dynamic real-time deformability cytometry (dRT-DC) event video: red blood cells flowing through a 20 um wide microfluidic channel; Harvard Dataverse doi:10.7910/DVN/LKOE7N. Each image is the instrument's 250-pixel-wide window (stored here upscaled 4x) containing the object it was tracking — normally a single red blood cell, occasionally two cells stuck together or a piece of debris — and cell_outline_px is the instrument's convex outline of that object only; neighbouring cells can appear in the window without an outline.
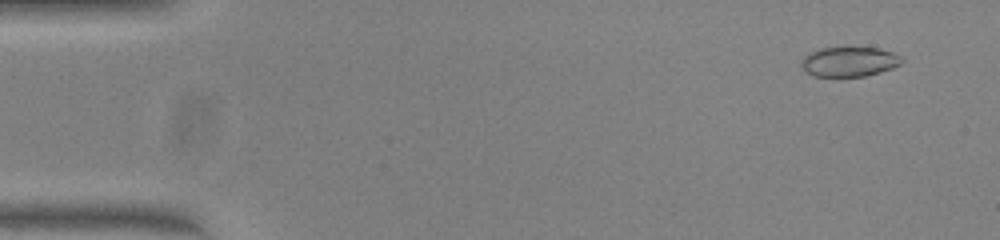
{"species": "common noctule bat (a hibernating species)", "species_latin": "Nyctalus noctula", "temperature_condition": "warm", "stored_images_in_passage": 51, "camera_frame_rate_fps": 3000, "um_per_image_px": 0.085, "animal": {"sex": "female", "body_mass_g": 23.0, "forearm_length_mm": 53.4}, "frame": {"image": 1, "passage_image": 4, "time_ms": 1.0, "image_size_px": [1000, 240], "cell_outline_px": [[904, 60], [900, 64], [892, 68], [880, 72], [864, 76], [812, 76], [804, 72], [800, 64], [804, 56], [820, 48], [848, 44], [876, 48], [892, 52], [900, 56]], "centroid_in_image_um": [72.16, 5.2], "position_along_channel_um": 12.8, "area_um2": 18.09}}
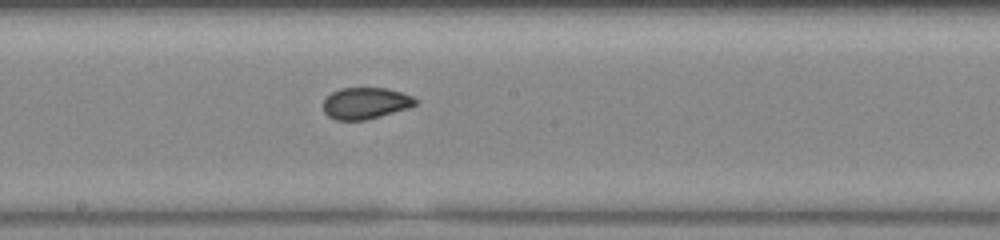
{"frame": {"image": 2, "passage_image": 28, "time_ms": 9.0, "image_size_px": [1000, 240], "cell_outline_px": [[416, 104], [408, 108], [380, 116], [364, 120], [336, 120], [328, 116], [324, 112], [324, 100], [332, 92], [340, 88], [388, 88], [404, 92], [412, 96], [416, 100]], "centroid_in_image_um": [31.07, 8.76], "position_along_channel_um": 217.1, "area_um2": 16.88}}
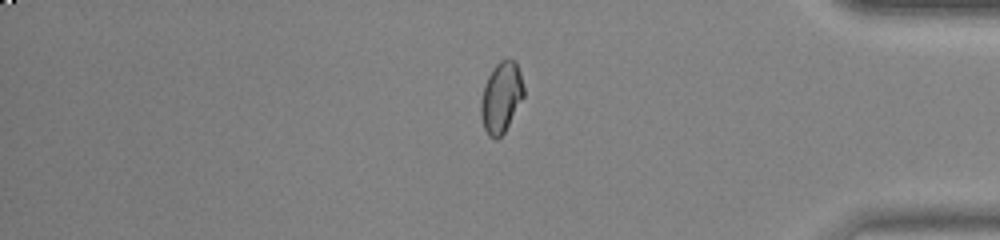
{"frame": {"image": 3, "passage_image": 43, "time_ms": 14.0, "image_size_px": [1000, 240], "cell_outline_px": [[524, 96], [504, 132], [496, 140], [488, 136], [484, 128], [480, 116], [480, 104], [484, 88], [488, 76], [492, 68], [500, 60], [516, 60], [520, 72], [524, 88]], "centroid_in_image_um": [42.6, 8.28], "position_along_channel_um": 392.6, "area_um2": 17.57}, "authors_computed_cell_mechanics": {"area_um2": 17.629, "velocity_mm_per_s": 4.0574, "shape_relaxation_time_tau1_ms": null, "shape_relaxation_time_tau2_ms": 0.6758, "deformation_change_tau1": null, "deformation_change_tau2": 0.0389}}